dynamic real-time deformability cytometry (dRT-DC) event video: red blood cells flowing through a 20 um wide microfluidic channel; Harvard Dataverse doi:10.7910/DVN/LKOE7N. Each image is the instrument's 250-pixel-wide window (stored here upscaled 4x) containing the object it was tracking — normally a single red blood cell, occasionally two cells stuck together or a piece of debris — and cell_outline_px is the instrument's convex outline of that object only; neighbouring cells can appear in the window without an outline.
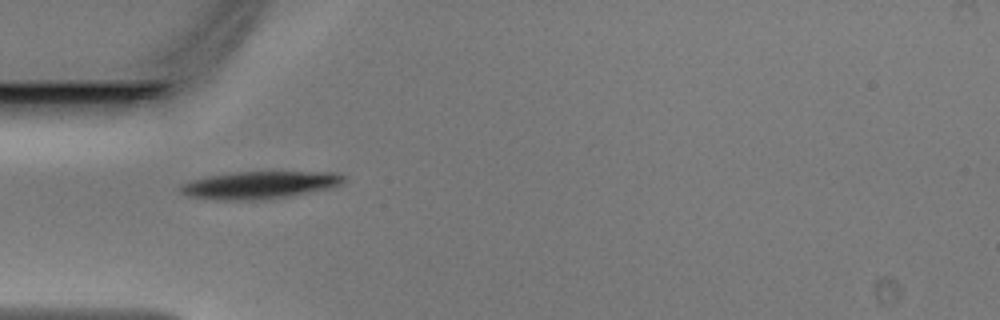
{"species": "Egyptian fruit bat (a non-hibernating species)", "species_latin": "Rousettus aegyptiacus", "temperature_condition": "warm", "stored_images_in_passage": 44, "camera_frame_rate_fps": 3000, "um_per_image_px": 0.085, "animal": {"sex": "male"}, "frame": {"image": 1, "passage_image": 11, "time_ms": 3.333, "image_size_px": [1000, 320], "cell_outline_px": [[348, 176], [340, 184], [332, 188], [272, 200], [216, 200], [188, 196], [180, 192], [180, 184], [188, 180], [208, 176], [236, 172], [340, 172]], "centroid_in_image_um": [22.1, 15.73], "position_along_channel_um": 62.9, "area_um2": 26.7}}
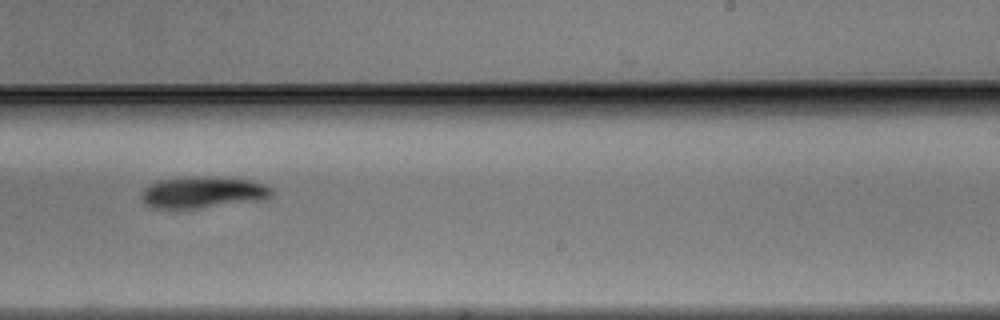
{"frame": {"image": 2, "passage_image": 26, "time_ms": 8.333, "image_size_px": [1000, 320], "cell_outline_px": [[272, 196], [268, 200], [200, 208], [152, 208], [140, 196], [144, 188], [160, 180], [192, 176], [248, 180], [264, 184], [272, 188]], "centroid_in_image_um": [17.31, 16.37], "position_along_channel_um": 271.7, "area_um2": 23.81}}
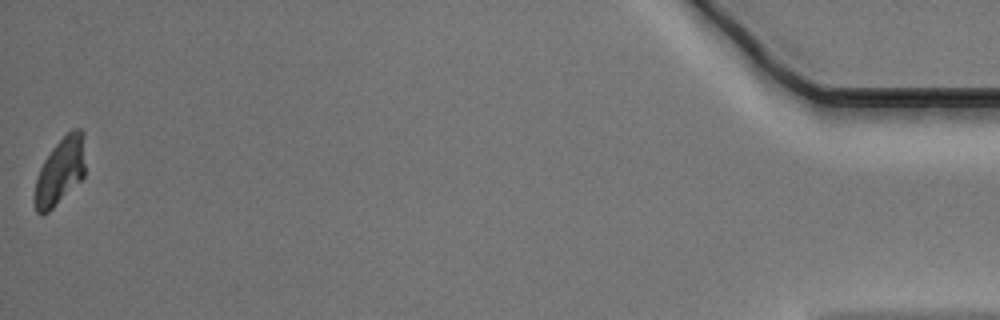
{"frame": {"image": 3, "passage_image": 44, "time_ms": 14.333, "image_size_px": [1000, 320], "cell_outline_px": [[84, 176], [48, 212], [40, 216], [36, 212], [36, 180], [40, 168], [44, 160], [52, 148], [72, 128], [80, 128], [84, 132]], "centroid_in_image_um": [5.13, 14.51], "position_along_channel_um": 430.1, "area_um2": 19.25}}